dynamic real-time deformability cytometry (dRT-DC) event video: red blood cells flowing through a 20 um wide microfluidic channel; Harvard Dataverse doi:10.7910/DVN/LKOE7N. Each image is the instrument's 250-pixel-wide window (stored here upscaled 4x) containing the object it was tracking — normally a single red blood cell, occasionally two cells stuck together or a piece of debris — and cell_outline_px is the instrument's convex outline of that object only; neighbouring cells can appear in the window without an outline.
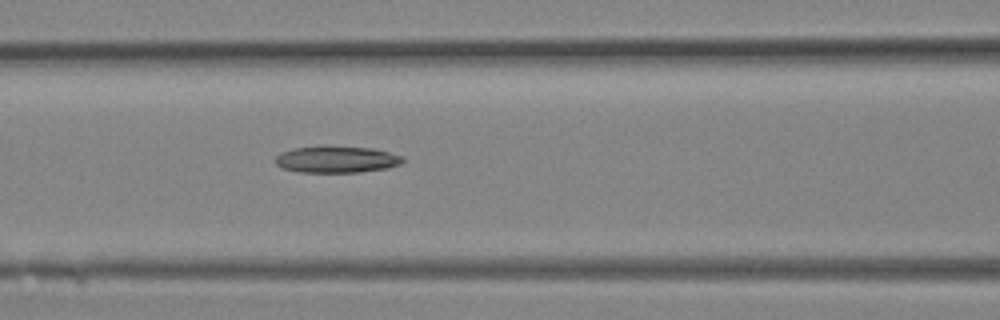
{"species": "Egyptian fruit bat (a non-hibernating species)", "species_latin": "Rousettus aegyptiacus", "temperature_condition": "room temperature", "stored_images_in_passage": 12, "camera_frame_rate_fps": 3000, "um_per_image_px": 0.085, "animal": {"sex": "female"}, "frame": {"image": 1, "passage_image": 12, "time_ms": 3.667, "image_size_px": [1000, 320], "cell_outline_px": [[404, 160], [400, 164], [388, 168], [360, 172], [300, 172], [280, 168], [272, 160], [280, 152], [292, 148], [372, 148], [404, 156]], "centroid_in_image_um": [28.58, 13.58], "position_along_channel_um": 138.0, "area_um2": 19.36}}